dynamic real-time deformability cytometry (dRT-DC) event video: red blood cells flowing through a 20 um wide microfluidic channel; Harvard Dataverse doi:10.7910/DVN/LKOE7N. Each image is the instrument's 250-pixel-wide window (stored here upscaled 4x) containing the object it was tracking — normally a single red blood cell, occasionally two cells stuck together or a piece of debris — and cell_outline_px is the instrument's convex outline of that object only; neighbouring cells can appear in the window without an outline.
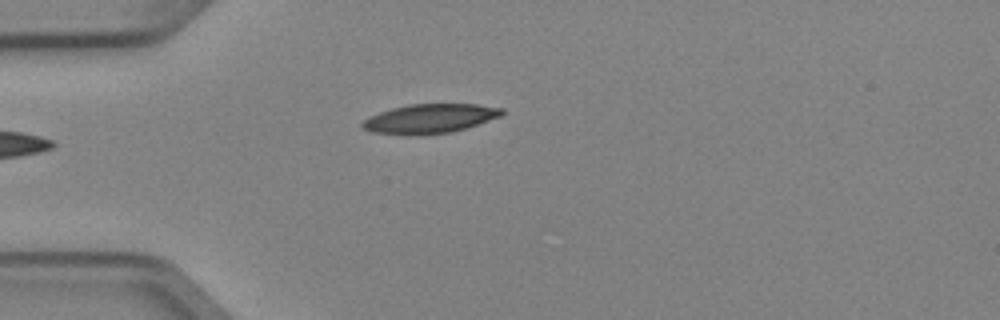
{"species": "Egyptian fruit bat (a non-hibernating species)", "species_latin": "Rousettus aegyptiacus", "temperature_condition": "cold", "stored_images_in_passage": 2, "camera_frame_rate_fps": 3000, "um_per_image_px": 0.085, "animal": {"sex": "female"}, "frame": {"image": 1, "passage_image": 2, "time_ms": 0.333, "image_size_px": [1000, 320], "cell_outline_px": [[504, 112], [500, 116], [452, 132], [420, 136], [408, 136], [372, 132], [364, 128], [360, 124], [368, 116], [392, 108], [408, 104], [476, 104], [504, 108]], "centroid_in_image_um": [36.49, 10.09], "position_along_channel_um": 48.5, "area_um2": 23.93}}